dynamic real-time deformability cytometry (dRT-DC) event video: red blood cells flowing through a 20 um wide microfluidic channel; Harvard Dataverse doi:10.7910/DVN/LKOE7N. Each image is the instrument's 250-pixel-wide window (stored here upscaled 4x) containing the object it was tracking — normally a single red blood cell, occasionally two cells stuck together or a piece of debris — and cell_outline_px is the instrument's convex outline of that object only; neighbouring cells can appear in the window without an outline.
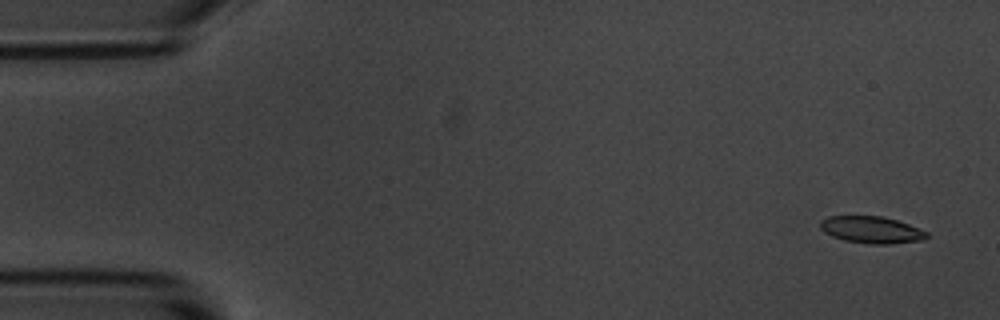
{"species": "common noctule bat (a hibernating species)", "species_latin": "Nyctalus noctula", "temperature_condition": "room temperature", "stored_images_in_passage": 5, "segment_of_instrument_passage": [1, 2], "camera_frame_rate_fps": 3000, "um_per_image_px": 0.085, "animal": {"sex": "male", "body_mass_g": 20.1, "forearm_length_mm": 53.5}, "frame": {"image": 1, "passage_image": 1, "time_ms": 0.0, "image_size_px": [1000, 320], "cell_outline_px": [[928, 236], [920, 240], [888, 244], [868, 244], [844, 240], [832, 236], [824, 232], [820, 228], [820, 220], [828, 216], [880, 216], [896, 220], [908, 224], [928, 232]], "centroid_in_image_um": [74.03, 19.53], "position_along_channel_um": 11.0, "area_um2": 16.59}}
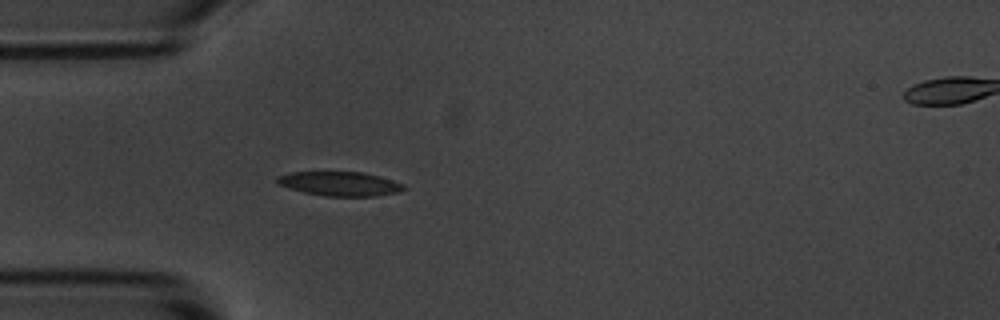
{"frame": {"image": 2, "passage_image": 4, "time_ms": 4.333, "image_size_px": [1000, 320], "cell_outline_px": [[404, 188], [400, 192], [376, 196], [324, 196], [304, 192], [288, 188], [276, 184], [276, 176], [292, 172], [364, 172], [380, 176], [404, 184]], "centroid_in_image_um": [28.86, 15.62], "position_along_channel_um": 56.1, "area_um2": 17.98}}